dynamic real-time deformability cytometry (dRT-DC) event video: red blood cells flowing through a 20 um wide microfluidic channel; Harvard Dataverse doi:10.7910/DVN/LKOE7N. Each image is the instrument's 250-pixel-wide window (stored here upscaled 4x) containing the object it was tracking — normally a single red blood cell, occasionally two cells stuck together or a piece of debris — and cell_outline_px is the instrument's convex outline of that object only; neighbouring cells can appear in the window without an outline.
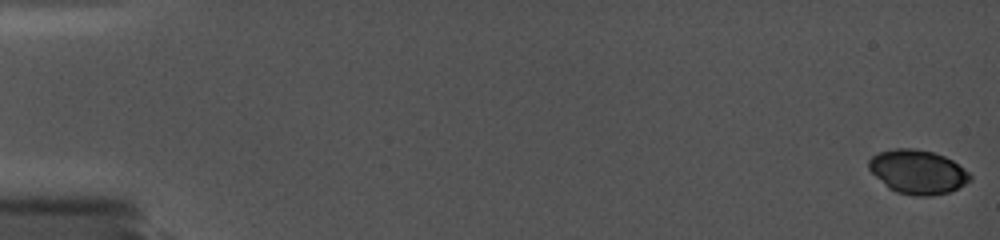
{"species": "common noctule bat (a hibernating species)", "species_latin": "Nyctalus noctula", "temperature_condition": "cold", "stored_images_in_passage": 14, "camera_frame_rate_fps": 5000, "um_per_image_px": 0.085, "animal": {"sex": "female", "body_mass_g": 19.0, "forearm_length_mm": 56.7}, "frame": {"image": 1, "passage_image": 1, "time_ms": 0.0, "image_size_px": [1000, 240], "cell_outline_px": [[972, 180], [948, 192], [928, 196], [916, 196], [896, 192], [888, 188], [868, 168], [868, 160], [872, 156], [880, 152], [896, 148], [912, 148], [932, 152], [944, 156], [952, 160], [968, 172], [972, 176]], "centroid_in_image_um": [77.99, 14.61], "position_along_channel_um": 7.0, "area_um2": 25.72}}
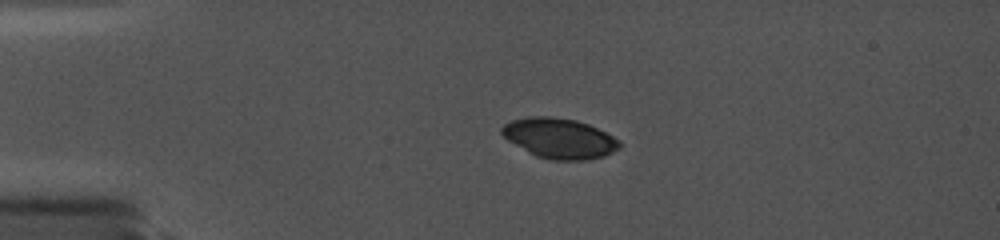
{"frame": {"image": 2, "passage_image": 10, "time_ms": 4.2, "image_size_px": [1000, 240], "cell_outline_px": [[620, 148], [604, 156], [584, 160], [552, 160], [536, 156], [528, 152], [508, 140], [500, 132], [500, 128], [504, 124], [512, 120], [528, 116], [548, 116], [576, 120], [588, 124], [620, 140]], "centroid_in_image_um": [47.53, 11.75], "position_along_channel_um": 37.5, "area_um2": 27.46}}